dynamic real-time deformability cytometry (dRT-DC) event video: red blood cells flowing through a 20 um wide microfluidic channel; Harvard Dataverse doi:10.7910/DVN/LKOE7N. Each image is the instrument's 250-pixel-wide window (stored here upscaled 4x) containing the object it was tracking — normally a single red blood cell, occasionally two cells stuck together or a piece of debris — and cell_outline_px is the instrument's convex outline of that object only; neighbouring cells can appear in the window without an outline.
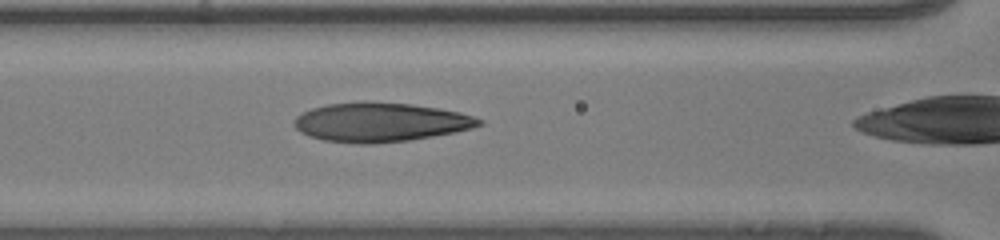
{"species": "human", "species_latin": "Homo sapiens", "temperature_condition": "room temperature", "stored_images_in_passage": 40, "camera_frame_rate_fps": 3000, "um_per_image_px": 0.085, "donor": {"sex": "male"}, "frame": {"image": 1, "passage_image": 22, "time_ms": 7.0, "image_size_px": [1000, 240], "cell_outline_px": [[484, 124], [472, 128], [432, 136], [408, 140], [372, 144], [356, 144], [324, 140], [308, 136], [300, 132], [292, 124], [296, 116], [312, 108], [328, 104], [412, 104], [460, 112], [484, 120]], "centroid_in_image_um": [32.33, 10.43], "position_along_channel_um": 134.3, "area_um2": 41.15}}
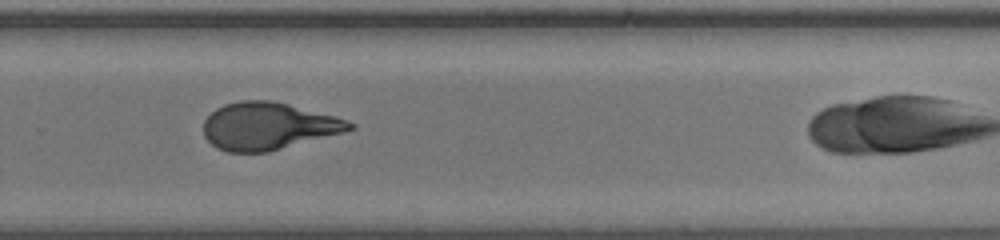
{"frame": {"image": 2, "passage_image": 34, "time_ms": 11.0, "image_size_px": [1000, 240], "cell_outline_px": [[356, 128], [344, 132], [268, 152], [228, 152], [216, 148], [204, 136], [204, 120], [216, 108], [224, 104], [240, 100], [272, 100], [288, 104], [332, 116], [356, 124]], "centroid_in_image_um": [22.76, 10.72], "position_along_channel_um": 307.0, "area_um2": 40.0}}
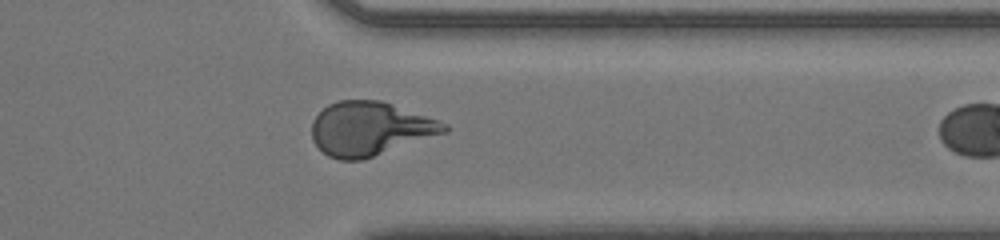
{"frame": {"image": 3, "passage_image": 39, "time_ms": 12.667, "image_size_px": [1000, 240], "cell_outline_px": [[448, 132], [364, 160], [340, 160], [328, 156], [312, 140], [312, 120], [328, 104], [340, 100], [380, 100], [392, 104], [448, 124]], "centroid_in_image_um": [31.44, 10.95], "position_along_channel_um": 380.0, "area_um2": 41.5}}